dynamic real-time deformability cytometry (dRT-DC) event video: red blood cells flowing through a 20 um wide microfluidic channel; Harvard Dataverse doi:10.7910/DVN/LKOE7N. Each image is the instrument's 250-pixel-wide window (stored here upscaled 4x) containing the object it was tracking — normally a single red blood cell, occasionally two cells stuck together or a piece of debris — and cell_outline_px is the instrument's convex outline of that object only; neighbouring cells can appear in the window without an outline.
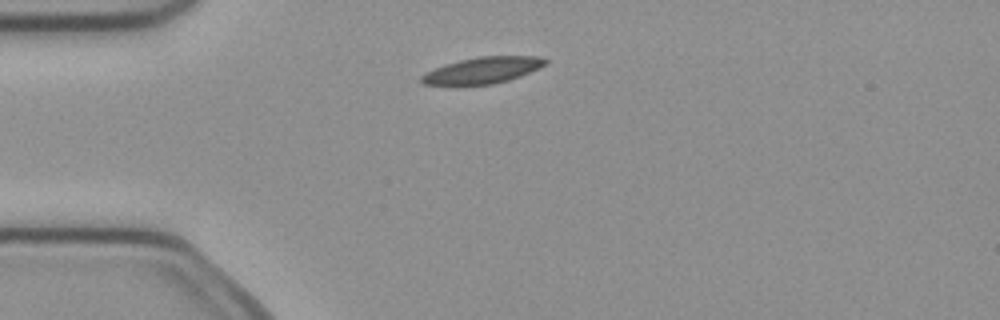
{"species": "common noctule bat (a hibernating species)", "species_latin": "Nyctalus noctula", "temperature_condition": "cold", "stored_images_in_passage": 4, "camera_frame_rate_fps": 3000, "um_per_image_px": 0.085, "animal": {"sex": "female", "body_mass_g": 21.9}, "frame": {"image": 1, "passage_image": 2, "time_ms": 0.333, "image_size_px": [1000, 320], "cell_outline_px": [[548, 64], [520, 76], [508, 80], [492, 84], [424, 84], [420, 80], [420, 76], [444, 64], [476, 56], [536, 56], [548, 60]], "centroid_in_image_um": [41.06, 5.95], "position_along_channel_um": 43.9, "area_um2": 18.73}}
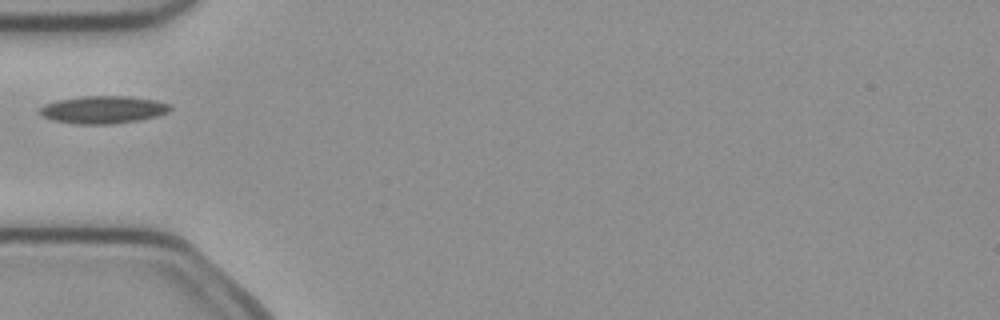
{"frame": {"image": 2, "passage_image": 3, "time_ms": 0.667, "image_size_px": [1000, 320], "cell_outline_px": [[172, 108], [168, 112], [156, 116], [140, 120], [112, 124], [76, 124], [52, 120], [44, 116], [40, 112], [40, 108], [44, 104], [56, 100], [84, 96], [128, 96], [156, 100], [172, 104]], "centroid_in_image_um": [8.8, 9.32], "position_along_channel_um": 76.2, "area_um2": 21.04}}